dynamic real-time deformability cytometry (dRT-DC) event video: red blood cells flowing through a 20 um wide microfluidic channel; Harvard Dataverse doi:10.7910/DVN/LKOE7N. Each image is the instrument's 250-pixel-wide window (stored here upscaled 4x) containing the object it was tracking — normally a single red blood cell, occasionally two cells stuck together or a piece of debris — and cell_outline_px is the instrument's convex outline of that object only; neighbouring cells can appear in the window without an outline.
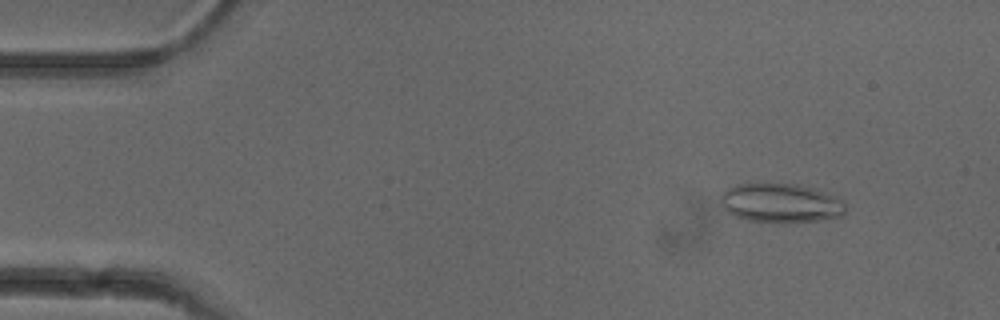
{"species": "common noctule bat (a hibernating species)", "species_latin": "Nyctalus noctula", "temperature_condition": "cold", "stored_images_in_passage": 51, "camera_frame_rate_fps": 3000, "um_per_image_px": 0.085, "animal": {"sex": "female"}, "frame": {"image": 1, "passage_image": 5, "time_ms": 1.333, "image_size_px": [1000, 320], "cell_outline_px": [[844, 216], [820, 220], [748, 220], [736, 216], [728, 212], [720, 204], [720, 196], [728, 188], [736, 184], [796, 184], [816, 188], [840, 200], [844, 204]], "centroid_in_image_um": [66.34, 17.22], "position_along_channel_um": 18.7, "area_um2": 27.57}}
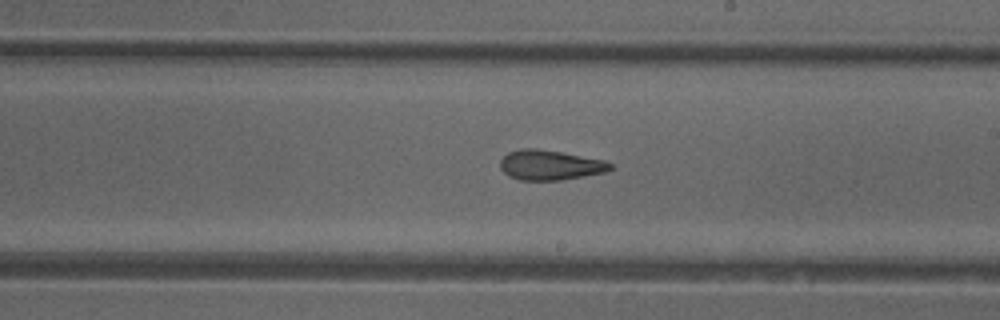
{"frame": {"image": 2, "passage_image": 29, "time_ms": 9.333, "image_size_px": [1000, 320], "cell_outline_px": [[612, 168], [604, 172], [584, 176], [560, 180], [520, 180], [508, 176], [500, 168], [500, 160], [508, 152], [520, 148], [536, 148], [560, 152], [604, 160], [612, 164]], "centroid_in_image_um": [46.71, 14.03], "position_along_channel_um": 242.3, "area_um2": 19.13}}
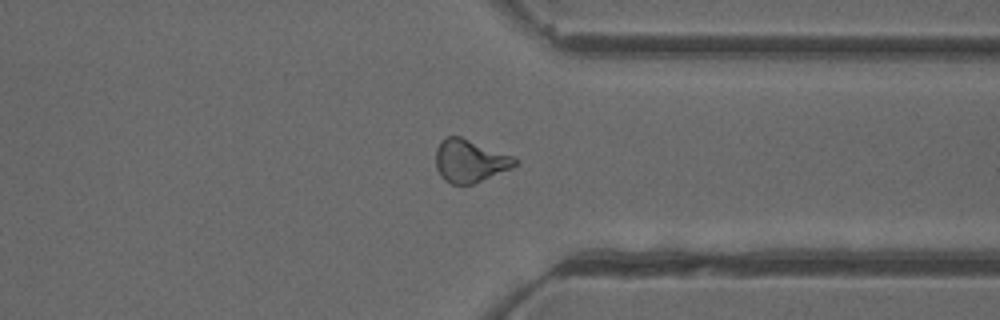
{"frame": {"image": 3, "passage_image": 39, "time_ms": 12.667, "image_size_px": [1000, 320], "cell_outline_px": [[520, 164], [512, 168], [472, 184], [452, 184], [444, 180], [440, 176], [436, 168], [436, 148], [440, 140], [448, 136], [460, 136], [516, 156], [520, 160]], "centroid_in_image_um": [39.98, 13.66], "position_along_channel_um": 371.4, "area_um2": 20.11}, "authors_computed_cell_mechanics": {"area_um2": 19.941, "velocity_mm_per_s": 3.9475, "shape_relaxation_time_tau1_ms": null, "shape_relaxation_time_tau2_ms": 2.4687, "deformation_change_tau1": null, "deformation_change_tau2": 0.1063}}